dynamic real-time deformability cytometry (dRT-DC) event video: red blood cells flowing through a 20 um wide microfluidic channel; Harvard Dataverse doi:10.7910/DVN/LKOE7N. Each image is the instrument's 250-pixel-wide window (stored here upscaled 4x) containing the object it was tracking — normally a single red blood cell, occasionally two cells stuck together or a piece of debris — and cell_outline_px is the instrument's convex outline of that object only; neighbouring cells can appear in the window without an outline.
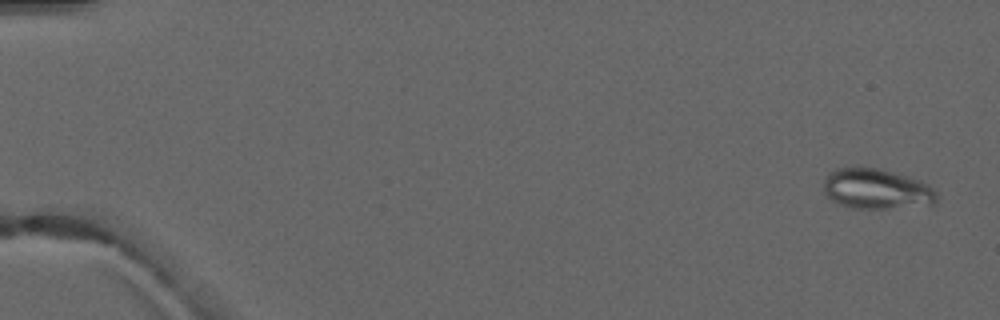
{"species": "common noctule bat (a hibernating species)", "species_latin": "Nyctalus noctula", "temperature_condition": "warm", "stored_images_in_passage": 5, "camera_frame_rate_fps": 3000, "um_per_image_px": 0.085, "animal": {"sex": "male", "forearm_length_mm": 52.5}, "frame": {"image": 1, "passage_image": 1, "time_ms": 0.0, "image_size_px": [1000, 320], "cell_outline_px": [[940, 196], [936, 204], [884, 208], [852, 208], [840, 204], [832, 200], [824, 192], [824, 180], [836, 168], [876, 168], [896, 172], [920, 180], [928, 184]], "centroid_in_image_um": [74.56, 16.06], "position_along_channel_um": 10.4, "area_um2": 26.41}}